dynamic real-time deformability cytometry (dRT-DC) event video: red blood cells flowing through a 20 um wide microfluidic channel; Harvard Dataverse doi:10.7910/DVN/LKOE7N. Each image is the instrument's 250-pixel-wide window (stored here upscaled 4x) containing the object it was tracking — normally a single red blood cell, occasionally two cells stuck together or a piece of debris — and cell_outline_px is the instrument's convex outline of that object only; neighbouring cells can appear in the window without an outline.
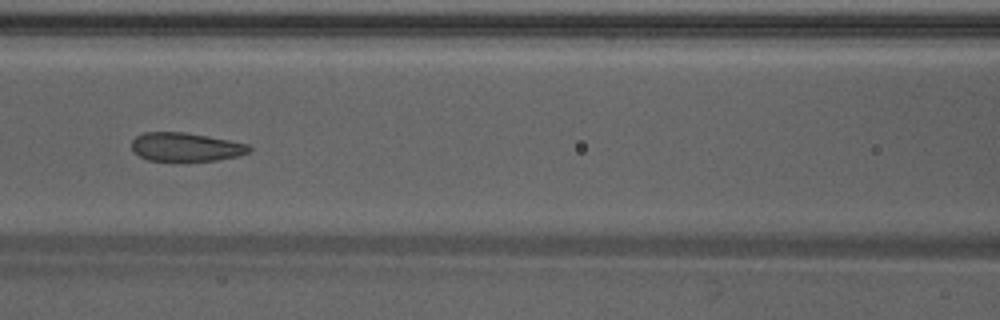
{"species": "Egyptian fruit bat (a non-hibernating species)", "species_latin": "Rousettus aegyptiacus", "temperature_condition": "warm", "stored_images_in_passage": 48, "camera_frame_rate_fps": 3000, "um_per_image_px": 0.085, "animal": {"sex": "male"}, "frame": {"image": 1, "passage_image": 21, "time_ms": 6.667, "image_size_px": [1000, 320], "cell_outline_px": [[252, 148], [248, 152], [236, 156], [216, 160], [188, 164], [148, 160], [132, 152], [132, 140], [136, 136], [144, 132], [184, 132], [208, 136], [248, 144]], "centroid_in_image_um": [15.75, 12.54], "position_along_channel_um": 150.9, "area_um2": 20.35}, "authors_computed_cell_mechanics": {"area_um2": 21.4438, "velocity_mm_per_s": 4.2421, "shape_relaxation_time_tau1_ms": 6.7809, "shape_relaxation_time_tau2_ms": 0.984, "deformation_change_tau1": 0.1621, "deformation_change_tau2": 0.0749}}